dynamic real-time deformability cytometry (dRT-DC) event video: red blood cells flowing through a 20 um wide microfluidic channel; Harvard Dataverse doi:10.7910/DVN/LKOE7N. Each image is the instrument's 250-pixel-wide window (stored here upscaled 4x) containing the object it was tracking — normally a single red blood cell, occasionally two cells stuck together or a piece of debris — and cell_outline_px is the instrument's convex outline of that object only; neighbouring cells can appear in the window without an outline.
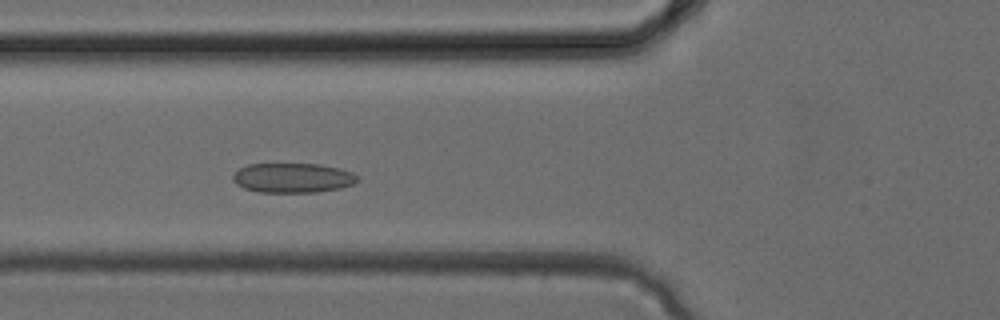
{"species": "common noctule bat (a hibernating species)", "species_latin": "Nyctalus noctula", "temperature_condition": "cold", "stored_images_in_passage": 33, "camera_frame_rate_fps": 3000, "um_per_image_px": 0.085, "animal": {"sex": "female", "body_mass_g": 24.6, "forearm_length_mm": 56.2}, "frame": {"image": 1, "passage_image": 11, "time_ms": 3.333, "image_size_px": [1000, 320], "cell_outline_px": [[360, 180], [352, 184], [340, 188], [316, 192], [260, 192], [244, 188], [236, 184], [232, 180], [232, 176], [240, 168], [248, 164], [320, 164], [340, 168], [352, 172]], "centroid_in_image_um": [24.88, 15.11], "position_along_channel_um": 100.9, "area_um2": 21.5}}
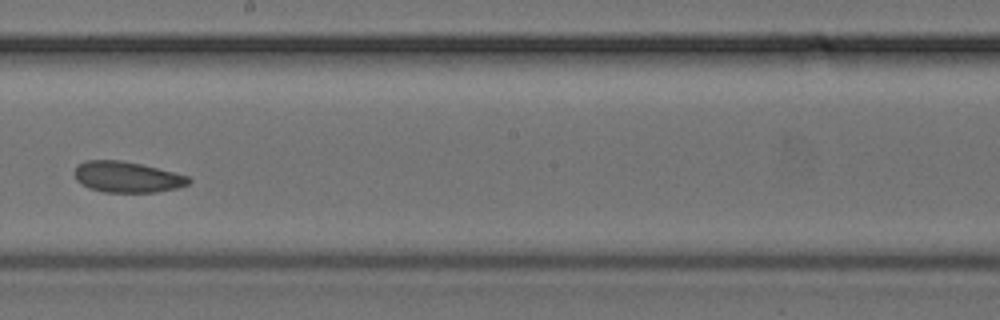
{"frame": {"image": 2, "passage_image": 18, "time_ms": 5.667, "image_size_px": [1000, 320], "cell_outline_px": [[192, 180], [188, 184], [176, 188], [156, 192], [104, 192], [88, 188], [76, 180], [76, 164], [84, 160], [120, 160], [140, 164], [188, 176]], "centroid_in_image_um": [10.77, 15.04], "position_along_channel_um": 237.4, "area_um2": 20.4}}
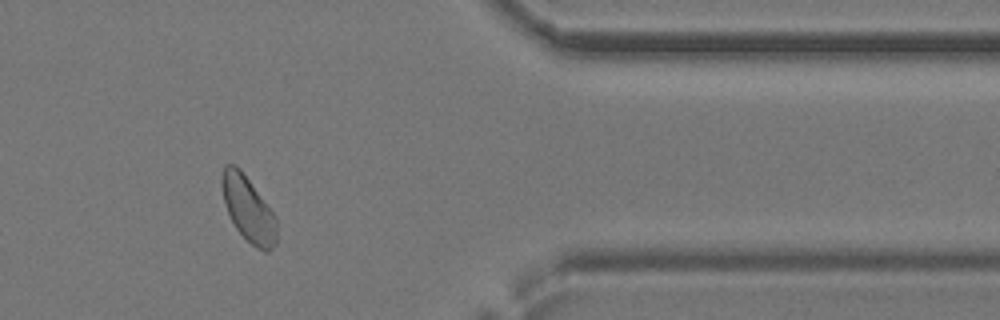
{"frame": {"image": 3, "passage_image": 27, "time_ms": 8.667, "image_size_px": [1000, 320], "cell_outline_px": [[276, 244], [268, 252], [264, 252], [256, 248], [236, 228], [224, 204], [220, 184], [220, 176], [224, 164], [236, 164], [240, 168], [276, 216]], "centroid_in_image_um": [21.07, 17.73], "position_along_channel_um": 390.3, "area_um2": 20.92}}